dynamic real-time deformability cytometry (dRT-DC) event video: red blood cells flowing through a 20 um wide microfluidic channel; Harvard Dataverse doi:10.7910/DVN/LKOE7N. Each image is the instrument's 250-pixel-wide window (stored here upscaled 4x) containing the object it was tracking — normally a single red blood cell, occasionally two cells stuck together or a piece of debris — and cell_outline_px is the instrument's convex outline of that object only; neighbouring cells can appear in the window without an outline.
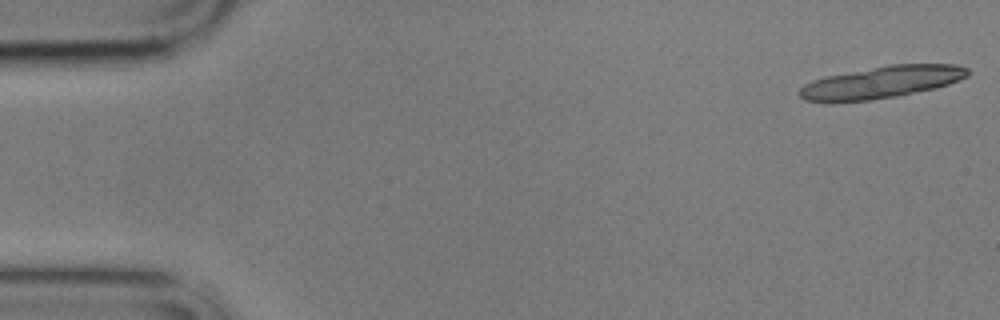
{"species": "common noctule bat (a hibernating species)", "species_latin": "Nyctalus noctula", "temperature_condition": "cold", "stored_images_in_passage": 7, "camera_frame_rate_fps": 3000, "um_per_image_px": 0.085, "animal": {"sex": "male", "body_mass_g": 17.9}, "frame": {"image": 1, "passage_image": 1, "time_ms": 0.0, "image_size_px": [1000, 320], "cell_outline_px": [[968, 76], [948, 84], [936, 88], [896, 96], [872, 100], [832, 104], [824, 104], [804, 100], [796, 92], [804, 84], [812, 80], [824, 76], [888, 64], [956, 64], [968, 68]], "centroid_in_image_um": [74.81, 7.01], "position_along_channel_um": 10.2, "area_um2": 32.25}}